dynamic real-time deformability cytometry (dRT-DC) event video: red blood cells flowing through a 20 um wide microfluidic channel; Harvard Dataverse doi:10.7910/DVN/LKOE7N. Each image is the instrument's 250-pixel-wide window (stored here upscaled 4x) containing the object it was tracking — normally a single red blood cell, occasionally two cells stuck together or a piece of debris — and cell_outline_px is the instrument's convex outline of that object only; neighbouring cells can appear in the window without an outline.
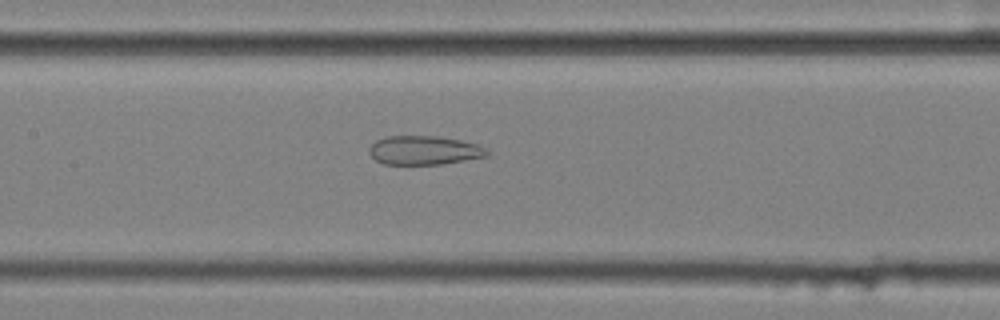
{"species": "common noctule bat (a hibernating species)", "species_latin": "Nyctalus noctula", "temperature_condition": "cold", "stored_images_in_passage": 58, "camera_frame_rate_fps": 3000, "um_per_image_px": 0.085, "animal": {"sex": "female", "body_mass_g": 25.1}, "frame": {"image": 1, "passage_image": 28, "time_ms": 9.0, "image_size_px": [1000, 320], "cell_outline_px": [[492, 152], [488, 156], [444, 164], [384, 164], [376, 160], [368, 152], [368, 148], [376, 140], [388, 136], [440, 136], [480, 144]], "centroid_in_image_um": [36.11, 12.77], "position_along_channel_um": 171.3, "area_um2": 20.11}}
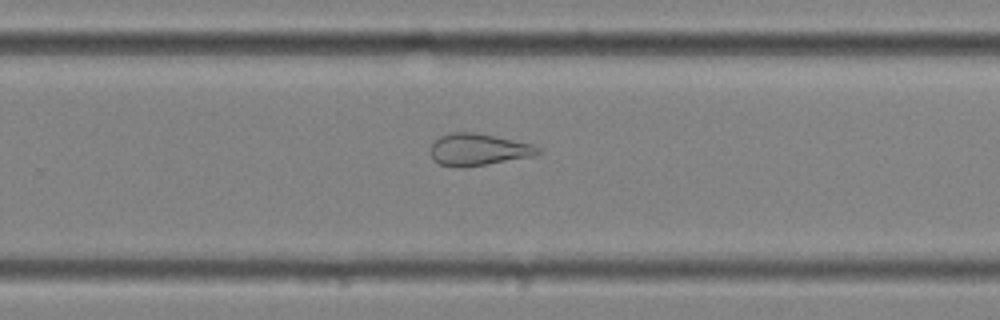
{"frame": {"image": 2, "passage_image": 38, "time_ms": 12.333, "image_size_px": [1000, 320], "cell_outline_px": [[540, 152], [532, 156], [464, 168], [456, 168], [440, 164], [432, 160], [428, 152], [432, 144], [440, 136], [452, 132], [472, 132], [532, 144], [540, 148]], "centroid_in_image_um": [40.57, 12.73], "position_along_channel_um": 289.2, "area_um2": 19.94}}
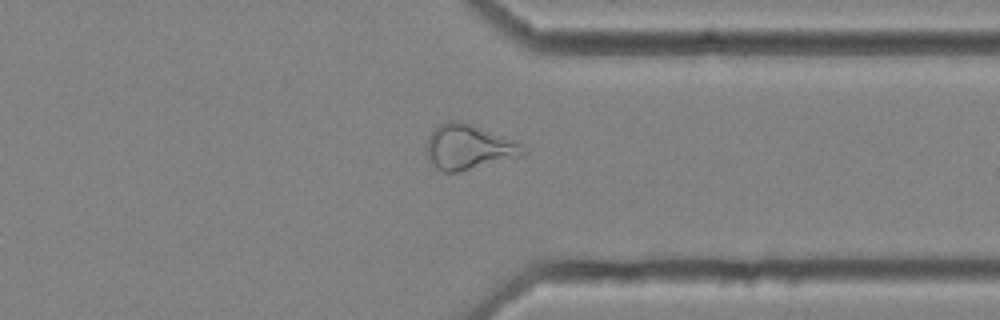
{"frame": {"image": 3, "passage_image": 45, "time_ms": 14.667, "image_size_px": [1000, 320], "cell_outline_px": [[528, 152], [524, 156], [460, 172], [444, 172], [436, 168], [432, 164], [428, 156], [428, 136], [440, 124], [448, 120], [460, 120], [516, 140]], "centroid_in_image_um": [39.89, 12.51], "position_along_channel_um": 371.5, "area_um2": 25.43}, "authors_computed_cell_mechanics": {"area_um2": 27.3394, "velocity_mm_per_s": 3.5423, "shape_relaxation_time_tau1_ms": null, "shape_relaxation_time_tau2_ms": 2.5339, "deformation_change_tau1": null, "deformation_change_tau2": 0.1126}}